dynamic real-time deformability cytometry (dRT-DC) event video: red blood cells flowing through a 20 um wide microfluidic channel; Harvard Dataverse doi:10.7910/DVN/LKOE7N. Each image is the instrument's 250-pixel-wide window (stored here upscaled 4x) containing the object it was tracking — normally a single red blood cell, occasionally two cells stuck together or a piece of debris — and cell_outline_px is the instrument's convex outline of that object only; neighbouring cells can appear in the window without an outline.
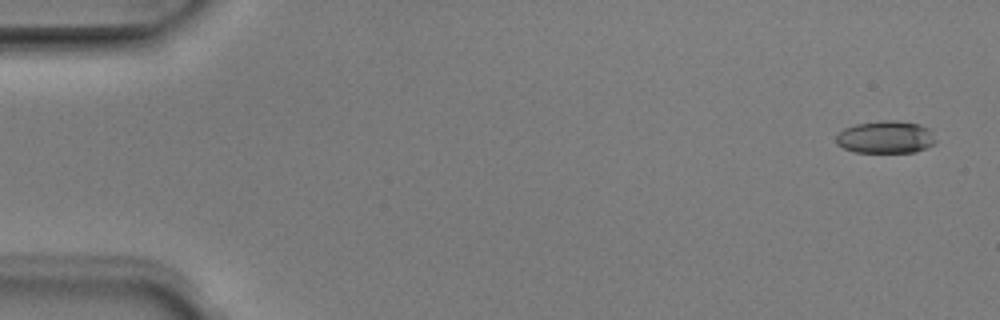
{"species": "Egyptian fruit bat (a non-hibernating species)", "species_latin": "Rousettus aegyptiacus", "temperature_condition": "room temperature", "stored_images_in_passage": 4, "camera_frame_rate_fps": 3000, "um_per_image_px": 0.085, "animal": {"sex": "male"}, "frame": {"image": 1, "passage_image": 1, "time_ms": 0.0, "image_size_px": [1000, 320], "cell_outline_px": [[936, 140], [932, 144], [916, 152], [852, 152], [836, 144], [836, 136], [844, 128], [856, 124], [880, 120], [896, 120], [920, 124], [928, 128]], "centroid_in_image_um": [75.25, 11.65], "position_along_channel_um": 9.7, "area_um2": 18.84}}
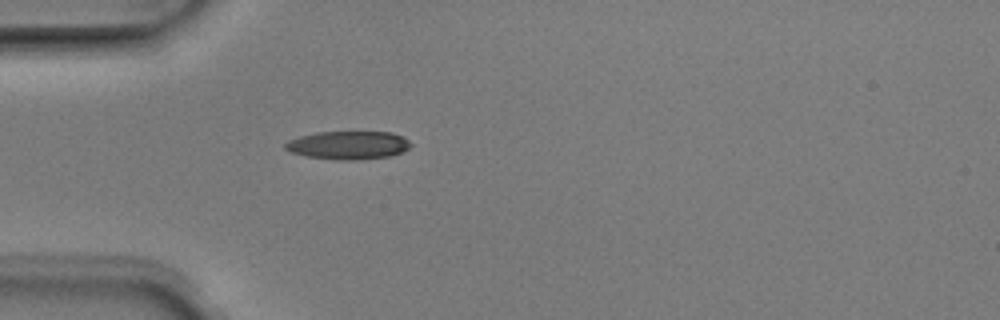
{"frame": {"image": 2, "passage_image": 4, "time_ms": 1.0, "image_size_px": [1000, 320], "cell_outline_px": [[412, 144], [408, 148], [400, 152], [388, 156], [356, 160], [336, 160], [308, 156], [292, 152], [284, 148], [284, 144], [288, 140], [300, 136], [316, 132], [392, 132], [404, 136]], "centroid_in_image_um": [29.6, 12.33], "position_along_channel_um": 55.4, "area_um2": 20.58}}